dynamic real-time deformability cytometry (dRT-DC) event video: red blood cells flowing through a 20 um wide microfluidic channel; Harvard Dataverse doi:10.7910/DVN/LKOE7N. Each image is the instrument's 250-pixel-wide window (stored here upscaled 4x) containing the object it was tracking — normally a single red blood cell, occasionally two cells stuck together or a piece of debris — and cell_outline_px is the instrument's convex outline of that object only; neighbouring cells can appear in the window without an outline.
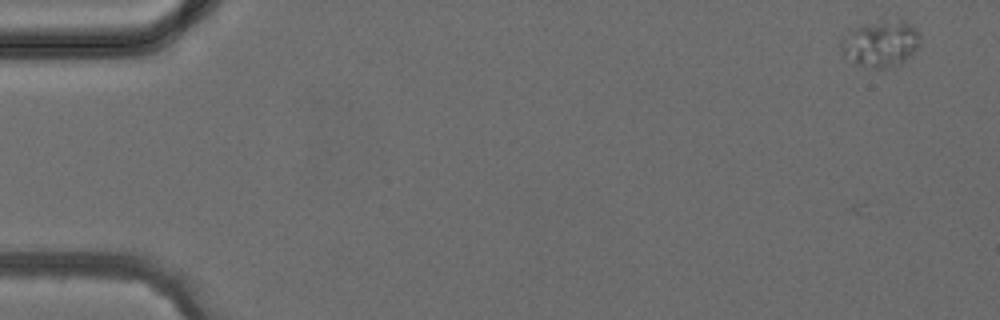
{"species": "common noctule bat (a hibernating species)", "species_latin": "Nyctalus noctula", "temperature_condition": "cold", "stored_images_in_passage": 4, "camera_frame_rate_fps": 3000, "um_per_image_px": 0.085, "animal": {"sex": "female", "body_mass_g": 24.6, "forearm_length_mm": 56.2}, "frame": {"image": 1, "passage_image": 1, "time_ms": 0.0, "image_size_px": [1000, 320], "cell_outline_px": [[920, 44], [900, 64], [892, 68], [876, 68], [856, 64], [844, 56], [840, 52], [840, 40], [844, 36], [860, 24], [884, 20], [904, 20], [916, 28], [920, 36]], "centroid_in_image_um": [74.83, 3.7], "position_along_channel_um": 10.2, "area_um2": 21.5}}
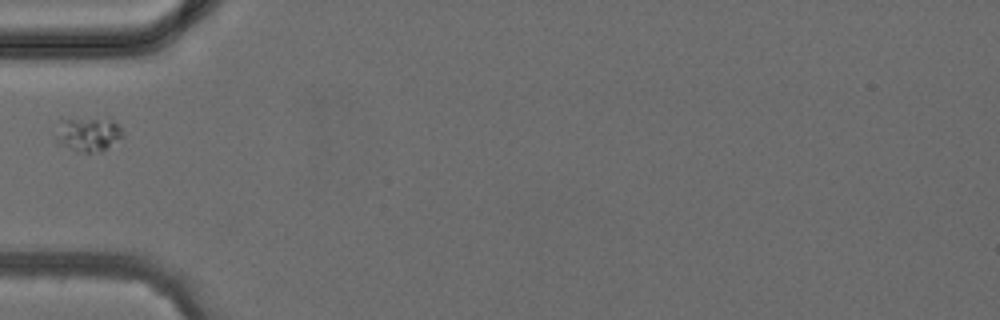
{"frame": {"image": 2, "passage_image": 4, "time_ms": 4.333, "image_size_px": [1000, 320], "cell_outline_px": [[124, 136], [100, 152], [76, 152], [56, 144], [56, 136], [68, 120], [108, 116], [120, 128]], "centroid_in_image_um": [7.56, 11.43], "position_along_channel_um": 77.4, "area_um2": 13.12}}